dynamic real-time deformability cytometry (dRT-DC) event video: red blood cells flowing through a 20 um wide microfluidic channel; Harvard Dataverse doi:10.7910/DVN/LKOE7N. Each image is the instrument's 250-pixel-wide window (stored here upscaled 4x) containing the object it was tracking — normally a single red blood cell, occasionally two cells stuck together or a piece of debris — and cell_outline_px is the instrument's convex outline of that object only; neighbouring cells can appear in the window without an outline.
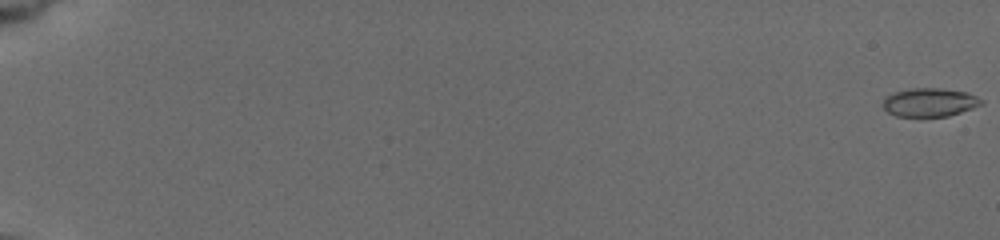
{"species": "common noctule bat (a hibernating species)", "species_latin": "Nyctalus noctula", "temperature_condition": "cold", "stored_images_in_passage": 13, "camera_frame_rate_fps": 3000, "um_per_image_px": 0.085, "animal": {"sex": "female", "body_mass_g": 19.5, "forearm_length_mm": 54.1}, "frame": {"image": 1, "passage_image": 1, "time_ms": 0.0, "image_size_px": [1000, 240], "cell_outline_px": [[984, 104], [948, 116], [896, 116], [888, 112], [880, 104], [884, 96], [896, 92], [912, 88], [940, 88], [968, 92], [984, 100]], "centroid_in_image_um": [79.01, 8.69], "position_along_channel_um": 6.0, "area_um2": 16.47}}